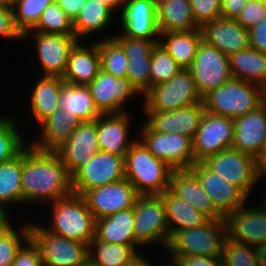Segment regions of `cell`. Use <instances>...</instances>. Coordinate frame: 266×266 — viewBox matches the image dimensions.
Returning a JSON list of instances; mask_svg holds the SVG:
<instances>
[{
    "label": "cell",
    "mask_w": 266,
    "mask_h": 266,
    "mask_svg": "<svg viewBox=\"0 0 266 266\" xmlns=\"http://www.w3.org/2000/svg\"><path fill=\"white\" fill-rule=\"evenodd\" d=\"M22 204L42 206L73 193L72 176L55 152L37 150L28 145L22 151Z\"/></svg>",
    "instance_id": "1"
},
{
    "label": "cell",
    "mask_w": 266,
    "mask_h": 266,
    "mask_svg": "<svg viewBox=\"0 0 266 266\" xmlns=\"http://www.w3.org/2000/svg\"><path fill=\"white\" fill-rule=\"evenodd\" d=\"M125 178L139 196L160 195L169 190L170 175L174 170L157 159L137 138L124 157Z\"/></svg>",
    "instance_id": "2"
},
{
    "label": "cell",
    "mask_w": 266,
    "mask_h": 266,
    "mask_svg": "<svg viewBox=\"0 0 266 266\" xmlns=\"http://www.w3.org/2000/svg\"><path fill=\"white\" fill-rule=\"evenodd\" d=\"M46 206L52 211L45 227L48 231L90 245L95 238V218L81 195L72 193Z\"/></svg>",
    "instance_id": "3"
},
{
    "label": "cell",
    "mask_w": 266,
    "mask_h": 266,
    "mask_svg": "<svg viewBox=\"0 0 266 266\" xmlns=\"http://www.w3.org/2000/svg\"><path fill=\"white\" fill-rule=\"evenodd\" d=\"M226 237L225 219H209L202 226L174 232L165 253L169 257H221Z\"/></svg>",
    "instance_id": "4"
},
{
    "label": "cell",
    "mask_w": 266,
    "mask_h": 266,
    "mask_svg": "<svg viewBox=\"0 0 266 266\" xmlns=\"http://www.w3.org/2000/svg\"><path fill=\"white\" fill-rule=\"evenodd\" d=\"M262 86L232 78L203 97L205 110L225 117L237 118L263 104Z\"/></svg>",
    "instance_id": "5"
},
{
    "label": "cell",
    "mask_w": 266,
    "mask_h": 266,
    "mask_svg": "<svg viewBox=\"0 0 266 266\" xmlns=\"http://www.w3.org/2000/svg\"><path fill=\"white\" fill-rule=\"evenodd\" d=\"M203 102L188 69H181L167 82L151 87L144 95L143 111L170 112Z\"/></svg>",
    "instance_id": "6"
},
{
    "label": "cell",
    "mask_w": 266,
    "mask_h": 266,
    "mask_svg": "<svg viewBox=\"0 0 266 266\" xmlns=\"http://www.w3.org/2000/svg\"><path fill=\"white\" fill-rule=\"evenodd\" d=\"M201 162L209 170L239 188L249 199L255 191V186L261 182L255 157L232 147L208 156Z\"/></svg>",
    "instance_id": "7"
},
{
    "label": "cell",
    "mask_w": 266,
    "mask_h": 266,
    "mask_svg": "<svg viewBox=\"0 0 266 266\" xmlns=\"http://www.w3.org/2000/svg\"><path fill=\"white\" fill-rule=\"evenodd\" d=\"M31 239L38 246L43 266H86L89 245L55 235L44 225L30 222Z\"/></svg>",
    "instance_id": "8"
},
{
    "label": "cell",
    "mask_w": 266,
    "mask_h": 266,
    "mask_svg": "<svg viewBox=\"0 0 266 266\" xmlns=\"http://www.w3.org/2000/svg\"><path fill=\"white\" fill-rule=\"evenodd\" d=\"M134 214L135 240L143 247L159 243L165 251L170 240V229L162 198L159 195L138 196Z\"/></svg>",
    "instance_id": "9"
},
{
    "label": "cell",
    "mask_w": 266,
    "mask_h": 266,
    "mask_svg": "<svg viewBox=\"0 0 266 266\" xmlns=\"http://www.w3.org/2000/svg\"><path fill=\"white\" fill-rule=\"evenodd\" d=\"M142 123L137 129V138L154 157L173 169H189L196 163L191 137L179 133H156Z\"/></svg>",
    "instance_id": "10"
},
{
    "label": "cell",
    "mask_w": 266,
    "mask_h": 266,
    "mask_svg": "<svg viewBox=\"0 0 266 266\" xmlns=\"http://www.w3.org/2000/svg\"><path fill=\"white\" fill-rule=\"evenodd\" d=\"M124 157L103 151L95 153L72 175L73 193L86 191L125 178Z\"/></svg>",
    "instance_id": "11"
},
{
    "label": "cell",
    "mask_w": 266,
    "mask_h": 266,
    "mask_svg": "<svg viewBox=\"0 0 266 266\" xmlns=\"http://www.w3.org/2000/svg\"><path fill=\"white\" fill-rule=\"evenodd\" d=\"M188 70L202 98L211 90L233 78L228 55L223 54L204 40L199 44L196 56Z\"/></svg>",
    "instance_id": "12"
},
{
    "label": "cell",
    "mask_w": 266,
    "mask_h": 266,
    "mask_svg": "<svg viewBox=\"0 0 266 266\" xmlns=\"http://www.w3.org/2000/svg\"><path fill=\"white\" fill-rule=\"evenodd\" d=\"M94 105L100 114H117L127 111V102L143 95L128 78H117L100 70L88 85Z\"/></svg>",
    "instance_id": "13"
},
{
    "label": "cell",
    "mask_w": 266,
    "mask_h": 266,
    "mask_svg": "<svg viewBox=\"0 0 266 266\" xmlns=\"http://www.w3.org/2000/svg\"><path fill=\"white\" fill-rule=\"evenodd\" d=\"M234 131L233 118L205 111L192 139L196 162L232 147Z\"/></svg>",
    "instance_id": "14"
},
{
    "label": "cell",
    "mask_w": 266,
    "mask_h": 266,
    "mask_svg": "<svg viewBox=\"0 0 266 266\" xmlns=\"http://www.w3.org/2000/svg\"><path fill=\"white\" fill-rule=\"evenodd\" d=\"M35 41L41 76L62 77L66 69L71 49L79 41L75 35L45 34L26 32L22 40Z\"/></svg>",
    "instance_id": "15"
},
{
    "label": "cell",
    "mask_w": 266,
    "mask_h": 266,
    "mask_svg": "<svg viewBox=\"0 0 266 266\" xmlns=\"http://www.w3.org/2000/svg\"><path fill=\"white\" fill-rule=\"evenodd\" d=\"M138 196L126 178L90 189L82 195L95 220L134 208Z\"/></svg>",
    "instance_id": "16"
},
{
    "label": "cell",
    "mask_w": 266,
    "mask_h": 266,
    "mask_svg": "<svg viewBox=\"0 0 266 266\" xmlns=\"http://www.w3.org/2000/svg\"><path fill=\"white\" fill-rule=\"evenodd\" d=\"M189 169L224 218L247 204L249 198L239 188L209 170L202 162H196Z\"/></svg>",
    "instance_id": "17"
},
{
    "label": "cell",
    "mask_w": 266,
    "mask_h": 266,
    "mask_svg": "<svg viewBox=\"0 0 266 266\" xmlns=\"http://www.w3.org/2000/svg\"><path fill=\"white\" fill-rule=\"evenodd\" d=\"M118 16L123 35L146 40L160 39L156 0H124Z\"/></svg>",
    "instance_id": "18"
},
{
    "label": "cell",
    "mask_w": 266,
    "mask_h": 266,
    "mask_svg": "<svg viewBox=\"0 0 266 266\" xmlns=\"http://www.w3.org/2000/svg\"><path fill=\"white\" fill-rule=\"evenodd\" d=\"M100 151L97 139V119L81 122L69 139L55 153L72 176L95 153Z\"/></svg>",
    "instance_id": "19"
},
{
    "label": "cell",
    "mask_w": 266,
    "mask_h": 266,
    "mask_svg": "<svg viewBox=\"0 0 266 266\" xmlns=\"http://www.w3.org/2000/svg\"><path fill=\"white\" fill-rule=\"evenodd\" d=\"M205 111L203 102L170 112L143 111V121L156 133H179L193 139Z\"/></svg>",
    "instance_id": "20"
},
{
    "label": "cell",
    "mask_w": 266,
    "mask_h": 266,
    "mask_svg": "<svg viewBox=\"0 0 266 266\" xmlns=\"http://www.w3.org/2000/svg\"><path fill=\"white\" fill-rule=\"evenodd\" d=\"M227 236L253 247L266 243V209L244 205L226 218Z\"/></svg>",
    "instance_id": "21"
},
{
    "label": "cell",
    "mask_w": 266,
    "mask_h": 266,
    "mask_svg": "<svg viewBox=\"0 0 266 266\" xmlns=\"http://www.w3.org/2000/svg\"><path fill=\"white\" fill-rule=\"evenodd\" d=\"M129 111L117 114H101L97 118V139L100 151L125 156L137 140L131 138L132 116ZM130 136V137H129Z\"/></svg>",
    "instance_id": "22"
},
{
    "label": "cell",
    "mask_w": 266,
    "mask_h": 266,
    "mask_svg": "<svg viewBox=\"0 0 266 266\" xmlns=\"http://www.w3.org/2000/svg\"><path fill=\"white\" fill-rule=\"evenodd\" d=\"M203 40L225 55H231L249 46L248 30L236 19L219 17L201 27Z\"/></svg>",
    "instance_id": "23"
},
{
    "label": "cell",
    "mask_w": 266,
    "mask_h": 266,
    "mask_svg": "<svg viewBox=\"0 0 266 266\" xmlns=\"http://www.w3.org/2000/svg\"><path fill=\"white\" fill-rule=\"evenodd\" d=\"M169 191L189 203L209 219H225L214 207L211 198L201 187L190 169H174L170 175Z\"/></svg>",
    "instance_id": "24"
},
{
    "label": "cell",
    "mask_w": 266,
    "mask_h": 266,
    "mask_svg": "<svg viewBox=\"0 0 266 266\" xmlns=\"http://www.w3.org/2000/svg\"><path fill=\"white\" fill-rule=\"evenodd\" d=\"M101 70V57L98 43L87 47L79 40L71 49L62 79L64 82L88 86Z\"/></svg>",
    "instance_id": "25"
},
{
    "label": "cell",
    "mask_w": 266,
    "mask_h": 266,
    "mask_svg": "<svg viewBox=\"0 0 266 266\" xmlns=\"http://www.w3.org/2000/svg\"><path fill=\"white\" fill-rule=\"evenodd\" d=\"M232 148L256 157L266 138V107L262 104L254 111L234 119Z\"/></svg>",
    "instance_id": "26"
},
{
    "label": "cell",
    "mask_w": 266,
    "mask_h": 266,
    "mask_svg": "<svg viewBox=\"0 0 266 266\" xmlns=\"http://www.w3.org/2000/svg\"><path fill=\"white\" fill-rule=\"evenodd\" d=\"M80 123L78 118L59 108L39 124L40 138L31 140L29 145L40 151L55 152Z\"/></svg>",
    "instance_id": "27"
},
{
    "label": "cell",
    "mask_w": 266,
    "mask_h": 266,
    "mask_svg": "<svg viewBox=\"0 0 266 266\" xmlns=\"http://www.w3.org/2000/svg\"><path fill=\"white\" fill-rule=\"evenodd\" d=\"M134 208L95 220V239L105 243L141 246L135 240Z\"/></svg>",
    "instance_id": "28"
},
{
    "label": "cell",
    "mask_w": 266,
    "mask_h": 266,
    "mask_svg": "<svg viewBox=\"0 0 266 266\" xmlns=\"http://www.w3.org/2000/svg\"><path fill=\"white\" fill-rule=\"evenodd\" d=\"M39 78V79H38ZM29 94L30 114L38 125L60 108L62 77L39 76Z\"/></svg>",
    "instance_id": "29"
},
{
    "label": "cell",
    "mask_w": 266,
    "mask_h": 266,
    "mask_svg": "<svg viewBox=\"0 0 266 266\" xmlns=\"http://www.w3.org/2000/svg\"><path fill=\"white\" fill-rule=\"evenodd\" d=\"M160 33L201 29L191 9L190 0H156Z\"/></svg>",
    "instance_id": "30"
},
{
    "label": "cell",
    "mask_w": 266,
    "mask_h": 266,
    "mask_svg": "<svg viewBox=\"0 0 266 266\" xmlns=\"http://www.w3.org/2000/svg\"><path fill=\"white\" fill-rule=\"evenodd\" d=\"M228 58L233 78L262 87L266 85V53L248 46Z\"/></svg>",
    "instance_id": "31"
},
{
    "label": "cell",
    "mask_w": 266,
    "mask_h": 266,
    "mask_svg": "<svg viewBox=\"0 0 266 266\" xmlns=\"http://www.w3.org/2000/svg\"><path fill=\"white\" fill-rule=\"evenodd\" d=\"M113 15L114 12L99 0H86L81 12L73 21L75 37L85 42L87 38L105 32L112 24L110 22L116 19Z\"/></svg>",
    "instance_id": "32"
},
{
    "label": "cell",
    "mask_w": 266,
    "mask_h": 266,
    "mask_svg": "<svg viewBox=\"0 0 266 266\" xmlns=\"http://www.w3.org/2000/svg\"><path fill=\"white\" fill-rule=\"evenodd\" d=\"M159 44L174 58L182 69H188L203 40L201 29L160 33Z\"/></svg>",
    "instance_id": "33"
},
{
    "label": "cell",
    "mask_w": 266,
    "mask_h": 266,
    "mask_svg": "<svg viewBox=\"0 0 266 266\" xmlns=\"http://www.w3.org/2000/svg\"><path fill=\"white\" fill-rule=\"evenodd\" d=\"M159 196L164 203L170 237L176 231L199 227L209 220L207 216L176 197L169 190L164 191Z\"/></svg>",
    "instance_id": "34"
},
{
    "label": "cell",
    "mask_w": 266,
    "mask_h": 266,
    "mask_svg": "<svg viewBox=\"0 0 266 266\" xmlns=\"http://www.w3.org/2000/svg\"><path fill=\"white\" fill-rule=\"evenodd\" d=\"M59 106L81 122L96 120L101 115L94 105L88 86L63 82Z\"/></svg>",
    "instance_id": "35"
},
{
    "label": "cell",
    "mask_w": 266,
    "mask_h": 266,
    "mask_svg": "<svg viewBox=\"0 0 266 266\" xmlns=\"http://www.w3.org/2000/svg\"><path fill=\"white\" fill-rule=\"evenodd\" d=\"M141 247L105 243L94 238L89 245V261L96 266H128L143 255Z\"/></svg>",
    "instance_id": "36"
},
{
    "label": "cell",
    "mask_w": 266,
    "mask_h": 266,
    "mask_svg": "<svg viewBox=\"0 0 266 266\" xmlns=\"http://www.w3.org/2000/svg\"><path fill=\"white\" fill-rule=\"evenodd\" d=\"M22 152L14 159L0 163V209L22 204Z\"/></svg>",
    "instance_id": "37"
},
{
    "label": "cell",
    "mask_w": 266,
    "mask_h": 266,
    "mask_svg": "<svg viewBox=\"0 0 266 266\" xmlns=\"http://www.w3.org/2000/svg\"><path fill=\"white\" fill-rule=\"evenodd\" d=\"M7 115H0V163L14 159L29 145L20 133L19 120Z\"/></svg>",
    "instance_id": "38"
},
{
    "label": "cell",
    "mask_w": 266,
    "mask_h": 266,
    "mask_svg": "<svg viewBox=\"0 0 266 266\" xmlns=\"http://www.w3.org/2000/svg\"><path fill=\"white\" fill-rule=\"evenodd\" d=\"M110 35L96 40L101 57V70L117 78H127L129 59L122 46L113 38L114 35Z\"/></svg>",
    "instance_id": "39"
},
{
    "label": "cell",
    "mask_w": 266,
    "mask_h": 266,
    "mask_svg": "<svg viewBox=\"0 0 266 266\" xmlns=\"http://www.w3.org/2000/svg\"><path fill=\"white\" fill-rule=\"evenodd\" d=\"M28 32L74 35L73 21L56 0H53L41 14L36 26Z\"/></svg>",
    "instance_id": "40"
},
{
    "label": "cell",
    "mask_w": 266,
    "mask_h": 266,
    "mask_svg": "<svg viewBox=\"0 0 266 266\" xmlns=\"http://www.w3.org/2000/svg\"><path fill=\"white\" fill-rule=\"evenodd\" d=\"M20 225L15 227L11 224L0 235V266H10L17 252L31 238L30 222L23 221Z\"/></svg>",
    "instance_id": "41"
},
{
    "label": "cell",
    "mask_w": 266,
    "mask_h": 266,
    "mask_svg": "<svg viewBox=\"0 0 266 266\" xmlns=\"http://www.w3.org/2000/svg\"><path fill=\"white\" fill-rule=\"evenodd\" d=\"M52 1L16 0L12 7V16L14 26L21 36L36 26L41 14Z\"/></svg>",
    "instance_id": "42"
},
{
    "label": "cell",
    "mask_w": 266,
    "mask_h": 266,
    "mask_svg": "<svg viewBox=\"0 0 266 266\" xmlns=\"http://www.w3.org/2000/svg\"><path fill=\"white\" fill-rule=\"evenodd\" d=\"M181 69L164 47L157 43L151 54L150 88L167 82Z\"/></svg>",
    "instance_id": "43"
},
{
    "label": "cell",
    "mask_w": 266,
    "mask_h": 266,
    "mask_svg": "<svg viewBox=\"0 0 266 266\" xmlns=\"http://www.w3.org/2000/svg\"><path fill=\"white\" fill-rule=\"evenodd\" d=\"M220 259L222 266H258L255 247L228 236L223 242Z\"/></svg>",
    "instance_id": "44"
},
{
    "label": "cell",
    "mask_w": 266,
    "mask_h": 266,
    "mask_svg": "<svg viewBox=\"0 0 266 266\" xmlns=\"http://www.w3.org/2000/svg\"><path fill=\"white\" fill-rule=\"evenodd\" d=\"M127 58V78L144 95L150 89L151 56Z\"/></svg>",
    "instance_id": "45"
},
{
    "label": "cell",
    "mask_w": 266,
    "mask_h": 266,
    "mask_svg": "<svg viewBox=\"0 0 266 266\" xmlns=\"http://www.w3.org/2000/svg\"><path fill=\"white\" fill-rule=\"evenodd\" d=\"M193 16L202 27L222 16L221 0H190Z\"/></svg>",
    "instance_id": "46"
},
{
    "label": "cell",
    "mask_w": 266,
    "mask_h": 266,
    "mask_svg": "<svg viewBox=\"0 0 266 266\" xmlns=\"http://www.w3.org/2000/svg\"><path fill=\"white\" fill-rule=\"evenodd\" d=\"M113 38L122 46L127 57L151 56L159 40L130 38L122 33L113 34Z\"/></svg>",
    "instance_id": "47"
},
{
    "label": "cell",
    "mask_w": 266,
    "mask_h": 266,
    "mask_svg": "<svg viewBox=\"0 0 266 266\" xmlns=\"http://www.w3.org/2000/svg\"><path fill=\"white\" fill-rule=\"evenodd\" d=\"M266 16V3L249 0L236 17V21L249 30Z\"/></svg>",
    "instance_id": "48"
},
{
    "label": "cell",
    "mask_w": 266,
    "mask_h": 266,
    "mask_svg": "<svg viewBox=\"0 0 266 266\" xmlns=\"http://www.w3.org/2000/svg\"><path fill=\"white\" fill-rule=\"evenodd\" d=\"M10 266H43L40 250L31 238L17 252Z\"/></svg>",
    "instance_id": "49"
},
{
    "label": "cell",
    "mask_w": 266,
    "mask_h": 266,
    "mask_svg": "<svg viewBox=\"0 0 266 266\" xmlns=\"http://www.w3.org/2000/svg\"><path fill=\"white\" fill-rule=\"evenodd\" d=\"M0 38L22 41V36L13 23L12 8L4 5H0Z\"/></svg>",
    "instance_id": "50"
},
{
    "label": "cell",
    "mask_w": 266,
    "mask_h": 266,
    "mask_svg": "<svg viewBox=\"0 0 266 266\" xmlns=\"http://www.w3.org/2000/svg\"><path fill=\"white\" fill-rule=\"evenodd\" d=\"M173 266H222L220 257H170Z\"/></svg>",
    "instance_id": "51"
},
{
    "label": "cell",
    "mask_w": 266,
    "mask_h": 266,
    "mask_svg": "<svg viewBox=\"0 0 266 266\" xmlns=\"http://www.w3.org/2000/svg\"><path fill=\"white\" fill-rule=\"evenodd\" d=\"M249 46L266 53V16L248 30Z\"/></svg>",
    "instance_id": "52"
},
{
    "label": "cell",
    "mask_w": 266,
    "mask_h": 266,
    "mask_svg": "<svg viewBox=\"0 0 266 266\" xmlns=\"http://www.w3.org/2000/svg\"><path fill=\"white\" fill-rule=\"evenodd\" d=\"M248 1L249 0H221L222 16L236 19Z\"/></svg>",
    "instance_id": "53"
},
{
    "label": "cell",
    "mask_w": 266,
    "mask_h": 266,
    "mask_svg": "<svg viewBox=\"0 0 266 266\" xmlns=\"http://www.w3.org/2000/svg\"><path fill=\"white\" fill-rule=\"evenodd\" d=\"M68 17L74 21L84 7L86 0H56Z\"/></svg>",
    "instance_id": "54"
},
{
    "label": "cell",
    "mask_w": 266,
    "mask_h": 266,
    "mask_svg": "<svg viewBox=\"0 0 266 266\" xmlns=\"http://www.w3.org/2000/svg\"><path fill=\"white\" fill-rule=\"evenodd\" d=\"M257 169L261 176L266 174V138L260 152L255 157Z\"/></svg>",
    "instance_id": "55"
},
{
    "label": "cell",
    "mask_w": 266,
    "mask_h": 266,
    "mask_svg": "<svg viewBox=\"0 0 266 266\" xmlns=\"http://www.w3.org/2000/svg\"><path fill=\"white\" fill-rule=\"evenodd\" d=\"M258 266H266V243L255 247Z\"/></svg>",
    "instance_id": "56"
},
{
    "label": "cell",
    "mask_w": 266,
    "mask_h": 266,
    "mask_svg": "<svg viewBox=\"0 0 266 266\" xmlns=\"http://www.w3.org/2000/svg\"><path fill=\"white\" fill-rule=\"evenodd\" d=\"M101 3L109 7L114 13L119 15L124 0H99ZM119 11V12H118Z\"/></svg>",
    "instance_id": "57"
},
{
    "label": "cell",
    "mask_w": 266,
    "mask_h": 266,
    "mask_svg": "<svg viewBox=\"0 0 266 266\" xmlns=\"http://www.w3.org/2000/svg\"><path fill=\"white\" fill-rule=\"evenodd\" d=\"M9 214L0 209V235L11 225Z\"/></svg>",
    "instance_id": "58"
},
{
    "label": "cell",
    "mask_w": 266,
    "mask_h": 266,
    "mask_svg": "<svg viewBox=\"0 0 266 266\" xmlns=\"http://www.w3.org/2000/svg\"><path fill=\"white\" fill-rule=\"evenodd\" d=\"M148 257H145V255H141L138 257L133 263H131L128 266H154L152 263L147 259Z\"/></svg>",
    "instance_id": "59"
},
{
    "label": "cell",
    "mask_w": 266,
    "mask_h": 266,
    "mask_svg": "<svg viewBox=\"0 0 266 266\" xmlns=\"http://www.w3.org/2000/svg\"><path fill=\"white\" fill-rule=\"evenodd\" d=\"M15 2L16 0H0V5H4L6 7L12 8Z\"/></svg>",
    "instance_id": "60"
},
{
    "label": "cell",
    "mask_w": 266,
    "mask_h": 266,
    "mask_svg": "<svg viewBox=\"0 0 266 266\" xmlns=\"http://www.w3.org/2000/svg\"><path fill=\"white\" fill-rule=\"evenodd\" d=\"M266 179V174L265 175H263V176H261L260 177V180H265ZM265 192H263L265 195L263 196V198L261 199L262 200V202H261V204H262V206L266 209V190H264Z\"/></svg>",
    "instance_id": "61"
},
{
    "label": "cell",
    "mask_w": 266,
    "mask_h": 266,
    "mask_svg": "<svg viewBox=\"0 0 266 266\" xmlns=\"http://www.w3.org/2000/svg\"><path fill=\"white\" fill-rule=\"evenodd\" d=\"M262 98L263 105L266 107V85L262 87Z\"/></svg>",
    "instance_id": "62"
},
{
    "label": "cell",
    "mask_w": 266,
    "mask_h": 266,
    "mask_svg": "<svg viewBox=\"0 0 266 266\" xmlns=\"http://www.w3.org/2000/svg\"><path fill=\"white\" fill-rule=\"evenodd\" d=\"M86 266H96L93 263H91L90 261L87 262Z\"/></svg>",
    "instance_id": "63"
},
{
    "label": "cell",
    "mask_w": 266,
    "mask_h": 266,
    "mask_svg": "<svg viewBox=\"0 0 266 266\" xmlns=\"http://www.w3.org/2000/svg\"><path fill=\"white\" fill-rule=\"evenodd\" d=\"M164 265H165V266H173L171 263H166V264L164 263ZM164 265H163V266H164Z\"/></svg>",
    "instance_id": "64"
}]
</instances>
